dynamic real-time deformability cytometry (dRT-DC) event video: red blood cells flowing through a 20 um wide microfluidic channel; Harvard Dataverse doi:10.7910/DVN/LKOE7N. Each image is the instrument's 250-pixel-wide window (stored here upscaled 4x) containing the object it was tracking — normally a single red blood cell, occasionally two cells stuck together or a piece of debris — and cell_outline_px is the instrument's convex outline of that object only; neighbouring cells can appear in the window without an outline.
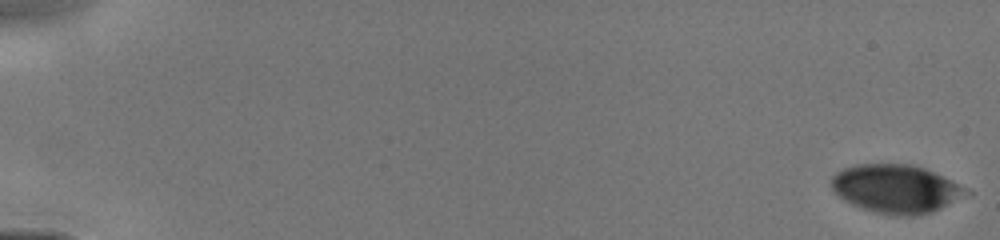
{"species": "human", "species_latin": "Homo sapiens", "temperature_condition": "cold", "stored_images_in_passage": 12, "camera_frame_rate_fps": 3000, "um_per_image_px": 0.085, "donor": {"sex": "male"}, "frame": {"image": 1, "passage_image": 1, "time_ms": 0.0, "image_size_px": [1000, 240], "cell_outline_px": [[972, 192], [932, 212], [912, 216], [892, 216], [860, 208], [844, 200], [832, 188], [832, 176], [836, 172], [844, 168], [856, 164], [912, 164], [924, 168]], "centroid_in_image_um": [76.11, 16.05], "position_along_channel_um": 8.9, "area_um2": 37.51}}
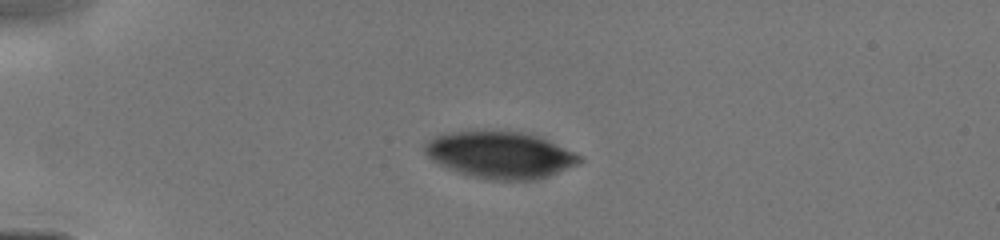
{"frame": {"image": 2, "passage_image": 10, "time_ms": 4.0, "image_size_px": [1000, 240], "cell_outline_px": [[584, 160], [576, 164], [548, 176], [536, 180], [492, 180], [472, 176], [448, 168], [432, 160], [424, 152], [424, 144], [432, 136], [448, 132], [524, 132], [540, 136], [580, 156]], "centroid_in_image_um": [42.49, 13.17], "position_along_channel_um": 42.5, "area_um2": 41.62}}
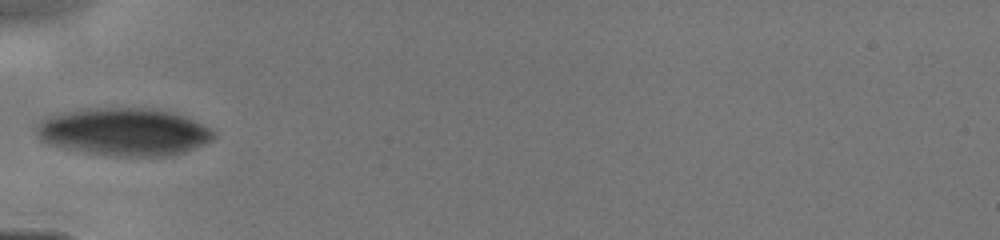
{"frame": {"image": 3, "passage_image": 12, "time_ms": 5.667, "image_size_px": [1000, 240], "cell_outline_px": [[216, 136], [212, 140], [204, 144], [184, 152], [168, 156], [116, 156], [88, 152], [68, 148], [40, 140], [36, 136], [36, 124], [40, 120], [48, 116], [60, 112], [84, 108], [152, 108], [172, 112], [184, 116], [216, 132]], "centroid_in_image_um": [10.52, 11.19], "position_along_channel_um": 74.5, "area_um2": 49.13}}